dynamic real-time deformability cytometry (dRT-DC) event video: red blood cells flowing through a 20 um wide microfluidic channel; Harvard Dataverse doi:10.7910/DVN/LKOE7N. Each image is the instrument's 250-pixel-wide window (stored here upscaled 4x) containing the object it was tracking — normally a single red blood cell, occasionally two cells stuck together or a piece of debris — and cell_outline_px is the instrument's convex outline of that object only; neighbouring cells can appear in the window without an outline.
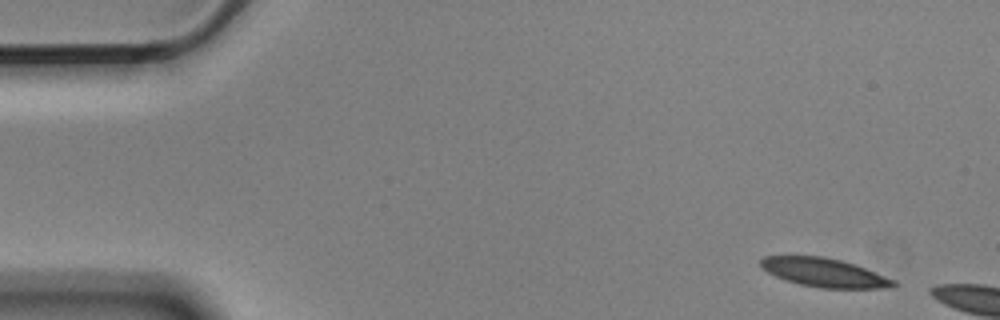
{"species": "Egyptian fruit bat (a non-hibernating species)", "species_latin": "Rousettus aegyptiacus", "temperature_condition": "cold", "stored_images_in_passage": 2, "camera_frame_rate_fps": 3000, "um_per_image_px": 0.085, "animal": {"sex": "male"}, "frame": {"image": 1, "passage_image": 1, "time_ms": 0.0, "image_size_px": [1000, 320], "cell_outline_px": [[900, 284], [896, 288], [820, 288], [800, 284], [784, 280], [760, 268], [760, 260], [764, 256], [824, 256], [856, 264], [896, 280]], "centroid_in_image_um": [70.12, 23.17], "position_along_channel_um": 14.9, "area_um2": 22.54}}